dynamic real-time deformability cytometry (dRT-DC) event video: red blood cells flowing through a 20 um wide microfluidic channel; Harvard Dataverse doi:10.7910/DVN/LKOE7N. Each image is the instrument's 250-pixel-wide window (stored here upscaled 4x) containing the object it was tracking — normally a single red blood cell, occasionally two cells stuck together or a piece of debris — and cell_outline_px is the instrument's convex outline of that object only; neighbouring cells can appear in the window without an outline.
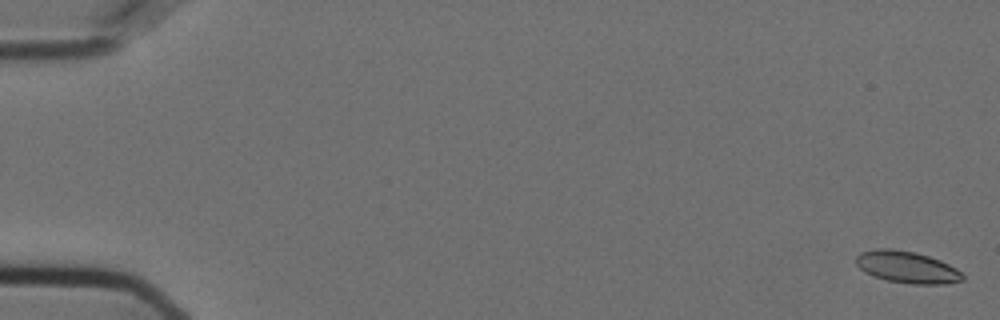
{"species": "Egyptian fruit bat (a non-hibernating species)", "species_latin": "Rousettus aegyptiacus", "temperature_condition": "cold", "stored_images_in_passage": 20, "camera_frame_rate_fps": 3000, "um_per_image_px": 0.085, "animal": {"sex": "female"}, "frame": {"image": 1, "passage_image": 1, "time_ms": 0.0, "image_size_px": [1000, 320], "cell_outline_px": [[964, 280], [944, 284], [912, 284], [888, 280], [872, 276], [864, 272], [856, 264], [856, 256], [860, 252], [876, 248], [892, 248], [916, 252], [940, 260], [956, 268], [964, 276]], "centroid_in_image_um": [77.07, 22.7], "position_along_channel_um": 7.9, "area_um2": 19.88}}
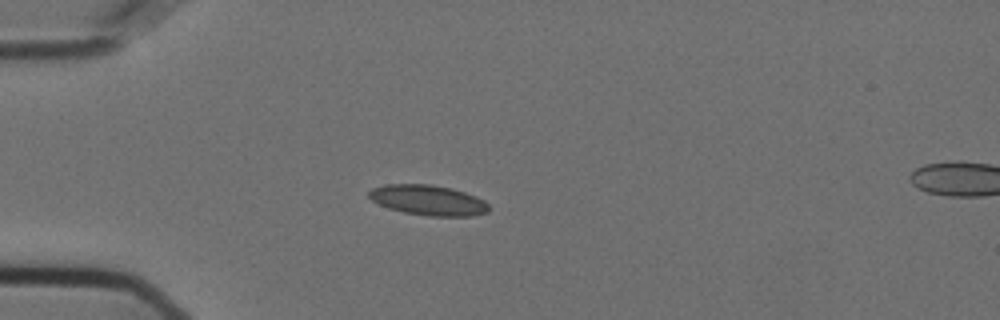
{"frame": {"image": 2, "passage_image": 16, "time_ms": 5.0, "image_size_px": [1000, 320], "cell_outline_px": [[488, 212], [472, 216], [428, 216], [404, 212], [388, 208], [372, 200], [368, 196], [368, 192], [372, 188], [388, 184], [432, 184], [452, 188], [476, 196], [484, 200], [488, 204]], "centroid_in_image_um": [36.4, 17.01], "position_along_channel_um": 48.6, "area_um2": 21.15}}